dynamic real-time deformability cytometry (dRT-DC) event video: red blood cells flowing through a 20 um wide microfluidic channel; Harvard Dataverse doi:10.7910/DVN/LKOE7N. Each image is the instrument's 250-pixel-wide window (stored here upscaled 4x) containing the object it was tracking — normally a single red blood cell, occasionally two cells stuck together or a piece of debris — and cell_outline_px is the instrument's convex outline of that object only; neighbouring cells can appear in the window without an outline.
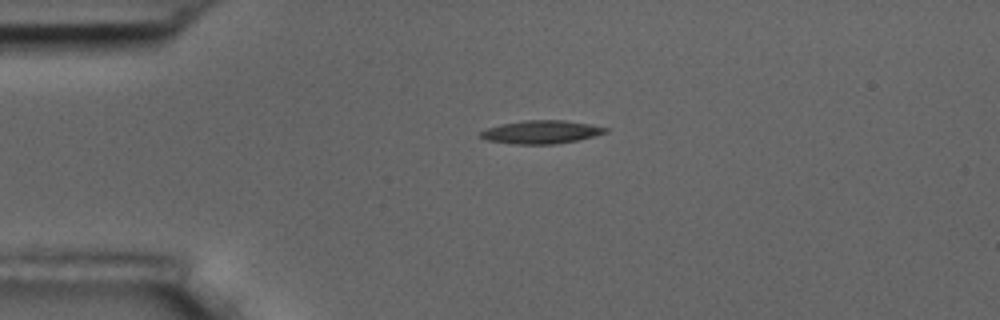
{"species": "common noctule bat (a hibernating species)", "species_latin": "Nyctalus noctula", "temperature_condition": "room temperature", "stored_images_in_passage": 2, "camera_frame_rate_fps": 3000, "um_per_image_px": 0.085, "animal": {"sex": "male", "body_mass_g": 17.5, "forearm_length_mm": 52.3}, "frame": {"image": 1, "passage_image": 1, "time_ms": 0.0, "image_size_px": [1000, 320], "cell_outline_px": [[608, 132], [596, 136], [576, 140], [552, 144], [512, 144], [488, 140], [480, 136], [480, 132], [488, 128], [500, 124], [524, 120], [564, 120], [588, 124], [608, 128]], "centroid_in_image_um": [46.01, 11.22], "position_along_channel_um": 39.0, "area_um2": 16.76}}